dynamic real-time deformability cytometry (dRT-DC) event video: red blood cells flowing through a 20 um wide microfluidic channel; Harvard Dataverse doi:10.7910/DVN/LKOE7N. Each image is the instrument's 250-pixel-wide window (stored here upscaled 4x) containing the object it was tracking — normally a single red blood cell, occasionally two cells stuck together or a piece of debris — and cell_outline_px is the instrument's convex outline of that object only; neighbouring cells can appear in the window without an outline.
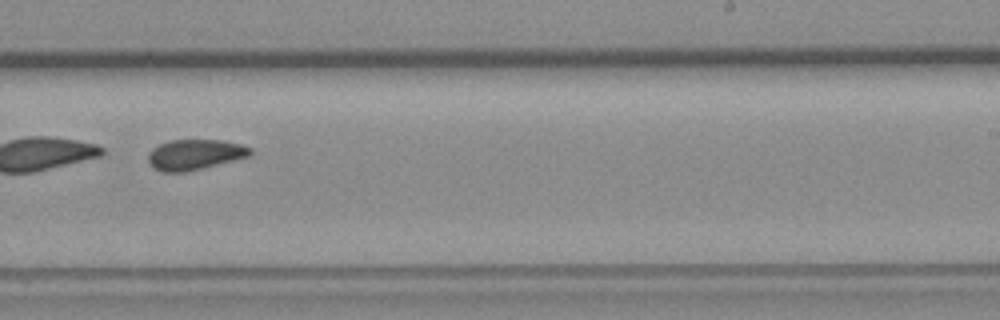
{"species": "common noctule bat (a hibernating species)", "species_latin": "Nyctalus noctula", "temperature_condition": "room temperature", "stored_images_in_passage": 54, "camera_frame_rate_fps": 3000, "um_per_image_px": 0.085, "animal": {"sex": "female", "body_mass_g": 19.3, "forearm_length_mm": 54.1}, "frame": {"image": 1, "passage_image": 34, "time_ms": 11.0, "image_size_px": [1000, 320], "cell_outline_px": [[252, 152], [248, 156], [184, 172], [164, 172], [156, 168], [148, 160], [148, 156], [152, 148], [168, 140], [224, 140], [240, 144], [252, 148]], "centroid_in_image_um": [16.56, 13.11], "position_along_channel_um": 272.4, "area_um2": 17.69}}